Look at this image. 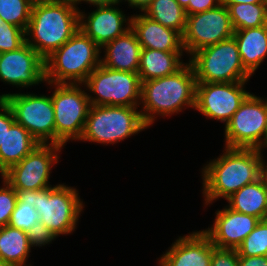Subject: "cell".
I'll return each mask as SVG.
<instances>
[{
  "instance_id": "cell-21",
  "label": "cell",
  "mask_w": 267,
  "mask_h": 266,
  "mask_svg": "<svg viewBox=\"0 0 267 266\" xmlns=\"http://www.w3.org/2000/svg\"><path fill=\"white\" fill-rule=\"evenodd\" d=\"M244 68L253 75L267 56V24L234 31Z\"/></svg>"
},
{
  "instance_id": "cell-36",
  "label": "cell",
  "mask_w": 267,
  "mask_h": 266,
  "mask_svg": "<svg viewBox=\"0 0 267 266\" xmlns=\"http://www.w3.org/2000/svg\"><path fill=\"white\" fill-rule=\"evenodd\" d=\"M220 4V0H189V4L185 8V12L186 15L202 13L204 11L214 9Z\"/></svg>"
},
{
  "instance_id": "cell-22",
  "label": "cell",
  "mask_w": 267,
  "mask_h": 266,
  "mask_svg": "<svg viewBox=\"0 0 267 266\" xmlns=\"http://www.w3.org/2000/svg\"><path fill=\"white\" fill-rule=\"evenodd\" d=\"M39 145L22 125L15 122L6 130L3 144L0 146V175L18 164Z\"/></svg>"
},
{
  "instance_id": "cell-28",
  "label": "cell",
  "mask_w": 267,
  "mask_h": 266,
  "mask_svg": "<svg viewBox=\"0 0 267 266\" xmlns=\"http://www.w3.org/2000/svg\"><path fill=\"white\" fill-rule=\"evenodd\" d=\"M33 3L30 0H0V17L25 32L29 25Z\"/></svg>"
},
{
  "instance_id": "cell-12",
  "label": "cell",
  "mask_w": 267,
  "mask_h": 266,
  "mask_svg": "<svg viewBox=\"0 0 267 266\" xmlns=\"http://www.w3.org/2000/svg\"><path fill=\"white\" fill-rule=\"evenodd\" d=\"M61 145L40 144L18 164L1 175L15 191L41 190L52 187L49 182L52 166L58 163Z\"/></svg>"
},
{
  "instance_id": "cell-8",
  "label": "cell",
  "mask_w": 267,
  "mask_h": 266,
  "mask_svg": "<svg viewBox=\"0 0 267 266\" xmlns=\"http://www.w3.org/2000/svg\"><path fill=\"white\" fill-rule=\"evenodd\" d=\"M84 85V86H83ZM88 93L90 105L139 107L142 82L138 73L113 70L99 65L81 84Z\"/></svg>"
},
{
  "instance_id": "cell-18",
  "label": "cell",
  "mask_w": 267,
  "mask_h": 266,
  "mask_svg": "<svg viewBox=\"0 0 267 266\" xmlns=\"http://www.w3.org/2000/svg\"><path fill=\"white\" fill-rule=\"evenodd\" d=\"M215 246L201 230L180 236L160 256L159 266H211Z\"/></svg>"
},
{
  "instance_id": "cell-43",
  "label": "cell",
  "mask_w": 267,
  "mask_h": 266,
  "mask_svg": "<svg viewBox=\"0 0 267 266\" xmlns=\"http://www.w3.org/2000/svg\"><path fill=\"white\" fill-rule=\"evenodd\" d=\"M178 3H179V5L181 6V7H183L184 9L188 6V4H189V0H176Z\"/></svg>"
},
{
  "instance_id": "cell-11",
  "label": "cell",
  "mask_w": 267,
  "mask_h": 266,
  "mask_svg": "<svg viewBox=\"0 0 267 266\" xmlns=\"http://www.w3.org/2000/svg\"><path fill=\"white\" fill-rule=\"evenodd\" d=\"M11 107L15 122L22 125L40 144H55V116L51 96L34 93L0 95Z\"/></svg>"
},
{
  "instance_id": "cell-37",
  "label": "cell",
  "mask_w": 267,
  "mask_h": 266,
  "mask_svg": "<svg viewBox=\"0 0 267 266\" xmlns=\"http://www.w3.org/2000/svg\"><path fill=\"white\" fill-rule=\"evenodd\" d=\"M238 266H267V256H239Z\"/></svg>"
},
{
  "instance_id": "cell-3",
  "label": "cell",
  "mask_w": 267,
  "mask_h": 266,
  "mask_svg": "<svg viewBox=\"0 0 267 266\" xmlns=\"http://www.w3.org/2000/svg\"><path fill=\"white\" fill-rule=\"evenodd\" d=\"M79 29V11L70 0L32 6L26 43L44 60L65 44Z\"/></svg>"
},
{
  "instance_id": "cell-2",
  "label": "cell",
  "mask_w": 267,
  "mask_h": 266,
  "mask_svg": "<svg viewBox=\"0 0 267 266\" xmlns=\"http://www.w3.org/2000/svg\"><path fill=\"white\" fill-rule=\"evenodd\" d=\"M196 85L191 63H185L174 74L142 82L140 113L146 125L151 126L156 116L179 114L187 107L195 109Z\"/></svg>"
},
{
  "instance_id": "cell-38",
  "label": "cell",
  "mask_w": 267,
  "mask_h": 266,
  "mask_svg": "<svg viewBox=\"0 0 267 266\" xmlns=\"http://www.w3.org/2000/svg\"><path fill=\"white\" fill-rule=\"evenodd\" d=\"M71 3L74 5V7L77 9V11L80 12L79 7L77 4H81V2H86L90 5H93L94 7H101V6H110L113 4H117L118 0H70Z\"/></svg>"
},
{
  "instance_id": "cell-33",
  "label": "cell",
  "mask_w": 267,
  "mask_h": 266,
  "mask_svg": "<svg viewBox=\"0 0 267 266\" xmlns=\"http://www.w3.org/2000/svg\"><path fill=\"white\" fill-rule=\"evenodd\" d=\"M29 241L31 246L33 247H42L46 244L52 243L53 240H56V236L53 234V232L45 227V225L38 221L35 223L31 229L27 232Z\"/></svg>"
},
{
  "instance_id": "cell-24",
  "label": "cell",
  "mask_w": 267,
  "mask_h": 266,
  "mask_svg": "<svg viewBox=\"0 0 267 266\" xmlns=\"http://www.w3.org/2000/svg\"><path fill=\"white\" fill-rule=\"evenodd\" d=\"M229 208L264 220L267 214V184L260 177L226 199Z\"/></svg>"
},
{
  "instance_id": "cell-5",
  "label": "cell",
  "mask_w": 267,
  "mask_h": 266,
  "mask_svg": "<svg viewBox=\"0 0 267 266\" xmlns=\"http://www.w3.org/2000/svg\"><path fill=\"white\" fill-rule=\"evenodd\" d=\"M101 48L80 29L44 60L45 82L83 84L101 64Z\"/></svg>"
},
{
  "instance_id": "cell-10",
  "label": "cell",
  "mask_w": 267,
  "mask_h": 266,
  "mask_svg": "<svg viewBox=\"0 0 267 266\" xmlns=\"http://www.w3.org/2000/svg\"><path fill=\"white\" fill-rule=\"evenodd\" d=\"M224 126V147L267 148V98L250 94Z\"/></svg>"
},
{
  "instance_id": "cell-19",
  "label": "cell",
  "mask_w": 267,
  "mask_h": 266,
  "mask_svg": "<svg viewBox=\"0 0 267 266\" xmlns=\"http://www.w3.org/2000/svg\"><path fill=\"white\" fill-rule=\"evenodd\" d=\"M131 29L135 32L142 48L165 52H183L182 35L169 27L145 16L131 15Z\"/></svg>"
},
{
  "instance_id": "cell-4",
  "label": "cell",
  "mask_w": 267,
  "mask_h": 266,
  "mask_svg": "<svg viewBox=\"0 0 267 266\" xmlns=\"http://www.w3.org/2000/svg\"><path fill=\"white\" fill-rule=\"evenodd\" d=\"M16 193L21 202L34 206L39 221L56 237L75 231L84 208L76 188L60 183L41 190H22Z\"/></svg>"
},
{
  "instance_id": "cell-42",
  "label": "cell",
  "mask_w": 267,
  "mask_h": 266,
  "mask_svg": "<svg viewBox=\"0 0 267 266\" xmlns=\"http://www.w3.org/2000/svg\"><path fill=\"white\" fill-rule=\"evenodd\" d=\"M33 4L36 3H48V2H58V1H62V0H30Z\"/></svg>"
},
{
  "instance_id": "cell-17",
  "label": "cell",
  "mask_w": 267,
  "mask_h": 266,
  "mask_svg": "<svg viewBox=\"0 0 267 266\" xmlns=\"http://www.w3.org/2000/svg\"><path fill=\"white\" fill-rule=\"evenodd\" d=\"M213 225L203 232L217 248L237 249L260 221L252 215L237 212L228 206L216 211Z\"/></svg>"
},
{
  "instance_id": "cell-1",
  "label": "cell",
  "mask_w": 267,
  "mask_h": 266,
  "mask_svg": "<svg viewBox=\"0 0 267 266\" xmlns=\"http://www.w3.org/2000/svg\"><path fill=\"white\" fill-rule=\"evenodd\" d=\"M202 168L204 204L233 193L261 177V149L224 147L222 155Z\"/></svg>"
},
{
  "instance_id": "cell-20",
  "label": "cell",
  "mask_w": 267,
  "mask_h": 266,
  "mask_svg": "<svg viewBox=\"0 0 267 266\" xmlns=\"http://www.w3.org/2000/svg\"><path fill=\"white\" fill-rule=\"evenodd\" d=\"M101 49L105 52L104 58H101V65L104 67L138 73L142 47L131 28Z\"/></svg>"
},
{
  "instance_id": "cell-13",
  "label": "cell",
  "mask_w": 267,
  "mask_h": 266,
  "mask_svg": "<svg viewBox=\"0 0 267 266\" xmlns=\"http://www.w3.org/2000/svg\"><path fill=\"white\" fill-rule=\"evenodd\" d=\"M233 35L234 29L228 9L220 4L214 9L187 15L182 45L184 52L191 56L196 51L229 39Z\"/></svg>"
},
{
  "instance_id": "cell-6",
  "label": "cell",
  "mask_w": 267,
  "mask_h": 266,
  "mask_svg": "<svg viewBox=\"0 0 267 266\" xmlns=\"http://www.w3.org/2000/svg\"><path fill=\"white\" fill-rule=\"evenodd\" d=\"M138 107L91 105L81 141L100 144H117L144 131V122Z\"/></svg>"
},
{
  "instance_id": "cell-34",
  "label": "cell",
  "mask_w": 267,
  "mask_h": 266,
  "mask_svg": "<svg viewBox=\"0 0 267 266\" xmlns=\"http://www.w3.org/2000/svg\"><path fill=\"white\" fill-rule=\"evenodd\" d=\"M239 255L236 249H212L211 266H238Z\"/></svg>"
},
{
  "instance_id": "cell-35",
  "label": "cell",
  "mask_w": 267,
  "mask_h": 266,
  "mask_svg": "<svg viewBox=\"0 0 267 266\" xmlns=\"http://www.w3.org/2000/svg\"><path fill=\"white\" fill-rule=\"evenodd\" d=\"M14 123L15 118L11 107L4 99H0V146L3 144L6 130H9Z\"/></svg>"
},
{
  "instance_id": "cell-40",
  "label": "cell",
  "mask_w": 267,
  "mask_h": 266,
  "mask_svg": "<svg viewBox=\"0 0 267 266\" xmlns=\"http://www.w3.org/2000/svg\"><path fill=\"white\" fill-rule=\"evenodd\" d=\"M221 5L228 7L229 5L239 4V3H248V4H257V3H267V0H220Z\"/></svg>"
},
{
  "instance_id": "cell-25",
  "label": "cell",
  "mask_w": 267,
  "mask_h": 266,
  "mask_svg": "<svg viewBox=\"0 0 267 266\" xmlns=\"http://www.w3.org/2000/svg\"><path fill=\"white\" fill-rule=\"evenodd\" d=\"M31 247L27 232L10 225L0 228V257L10 266H28Z\"/></svg>"
},
{
  "instance_id": "cell-9",
  "label": "cell",
  "mask_w": 267,
  "mask_h": 266,
  "mask_svg": "<svg viewBox=\"0 0 267 266\" xmlns=\"http://www.w3.org/2000/svg\"><path fill=\"white\" fill-rule=\"evenodd\" d=\"M46 84L55 89L51 95L55 116V145L64 147L69 140L79 141L91 106L88 92L81 89V84Z\"/></svg>"
},
{
  "instance_id": "cell-32",
  "label": "cell",
  "mask_w": 267,
  "mask_h": 266,
  "mask_svg": "<svg viewBox=\"0 0 267 266\" xmlns=\"http://www.w3.org/2000/svg\"><path fill=\"white\" fill-rule=\"evenodd\" d=\"M0 187V228L9 224L12 212L17 204V193L14 188L2 178Z\"/></svg>"
},
{
  "instance_id": "cell-7",
  "label": "cell",
  "mask_w": 267,
  "mask_h": 266,
  "mask_svg": "<svg viewBox=\"0 0 267 266\" xmlns=\"http://www.w3.org/2000/svg\"><path fill=\"white\" fill-rule=\"evenodd\" d=\"M197 82H240L252 76L243 66L234 37L189 56Z\"/></svg>"
},
{
  "instance_id": "cell-39",
  "label": "cell",
  "mask_w": 267,
  "mask_h": 266,
  "mask_svg": "<svg viewBox=\"0 0 267 266\" xmlns=\"http://www.w3.org/2000/svg\"><path fill=\"white\" fill-rule=\"evenodd\" d=\"M123 0H118V4H120ZM128 2V6L132 8H138L139 11L144 12L145 9L152 3L153 0H124V2Z\"/></svg>"
},
{
  "instance_id": "cell-27",
  "label": "cell",
  "mask_w": 267,
  "mask_h": 266,
  "mask_svg": "<svg viewBox=\"0 0 267 266\" xmlns=\"http://www.w3.org/2000/svg\"><path fill=\"white\" fill-rule=\"evenodd\" d=\"M227 9L234 31L267 24V3H239L229 5Z\"/></svg>"
},
{
  "instance_id": "cell-23",
  "label": "cell",
  "mask_w": 267,
  "mask_h": 266,
  "mask_svg": "<svg viewBox=\"0 0 267 266\" xmlns=\"http://www.w3.org/2000/svg\"><path fill=\"white\" fill-rule=\"evenodd\" d=\"M183 53L142 48L138 68L141 82L174 74L185 64Z\"/></svg>"
},
{
  "instance_id": "cell-16",
  "label": "cell",
  "mask_w": 267,
  "mask_h": 266,
  "mask_svg": "<svg viewBox=\"0 0 267 266\" xmlns=\"http://www.w3.org/2000/svg\"><path fill=\"white\" fill-rule=\"evenodd\" d=\"M116 5L97 7L88 15L79 12V29L100 48L131 28V17H126Z\"/></svg>"
},
{
  "instance_id": "cell-30",
  "label": "cell",
  "mask_w": 267,
  "mask_h": 266,
  "mask_svg": "<svg viewBox=\"0 0 267 266\" xmlns=\"http://www.w3.org/2000/svg\"><path fill=\"white\" fill-rule=\"evenodd\" d=\"M25 42V31L0 17V53L17 50Z\"/></svg>"
},
{
  "instance_id": "cell-15",
  "label": "cell",
  "mask_w": 267,
  "mask_h": 266,
  "mask_svg": "<svg viewBox=\"0 0 267 266\" xmlns=\"http://www.w3.org/2000/svg\"><path fill=\"white\" fill-rule=\"evenodd\" d=\"M0 80L27 88L45 82L44 59L26 42L17 50L0 53Z\"/></svg>"
},
{
  "instance_id": "cell-44",
  "label": "cell",
  "mask_w": 267,
  "mask_h": 266,
  "mask_svg": "<svg viewBox=\"0 0 267 266\" xmlns=\"http://www.w3.org/2000/svg\"><path fill=\"white\" fill-rule=\"evenodd\" d=\"M0 266H10V265L0 257Z\"/></svg>"
},
{
  "instance_id": "cell-29",
  "label": "cell",
  "mask_w": 267,
  "mask_h": 266,
  "mask_svg": "<svg viewBox=\"0 0 267 266\" xmlns=\"http://www.w3.org/2000/svg\"><path fill=\"white\" fill-rule=\"evenodd\" d=\"M236 250L239 256H267V221L260 220Z\"/></svg>"
},
{
  "instance_id": "cell-31",
  "label": "cell",
  "mask_w": 267,
  "mask_h": 266,
  "mask_svg": "<svg viewBox=\"0 0 267 266\" xmlns=\"http://www.w3.org/2000/svg\"><path fill=\"white\" fill-rule=\"evenodd\" d=\"M40 217L34 206L24 204L17 198V204L12 212L11 219L8 225L28 232L31 227L39 221Z\"/></svg>"
},
{
  "instance_id": "cell-26",
  "label": "cell",
  "mask_w": 267,
  "mask_h": 266,
  "mask_svg": "<svg viewBox=\"0 0 267 266\" xmlns=\"http://www.w3.org/2000/svg\"><path fill=\"white\" fill-rule=\"evenodd\" d=\"M143 14L181 35L185 32L187 15L176 0H153Z\"/></svg>"
},
{
  "instance_id": "cell-41",
  "label": "cell",
  "mask_w": 267,
  "mask_h": 266,
  "mask_svg": "<svg viewBox=\"0 0 267 266\" xmlns=\"http://www.w3.org/2000/svg\"><path fill=\"white\" fill-rule=\"evenodd\" d=\"M263 151L264 149H261V177L267 184V162H265V160L263 159L264 158Z\"/></svg>"
},
{
  "instance_id": "cell-14",
  "label": "cell",
  "mask_w": 267,
  "mask_h": 266,
  "mask_svg": "<svg viewBox=\"0 0 267 266\" xmlns=\"http://www.w3.org/2000/svg\"><path fill=\"white\" fill-rule=\"evenodd\" d=\"M247 82H197L195 110L226 125L251 94L245 90Z\"/></svg>"
}]
</instances>
